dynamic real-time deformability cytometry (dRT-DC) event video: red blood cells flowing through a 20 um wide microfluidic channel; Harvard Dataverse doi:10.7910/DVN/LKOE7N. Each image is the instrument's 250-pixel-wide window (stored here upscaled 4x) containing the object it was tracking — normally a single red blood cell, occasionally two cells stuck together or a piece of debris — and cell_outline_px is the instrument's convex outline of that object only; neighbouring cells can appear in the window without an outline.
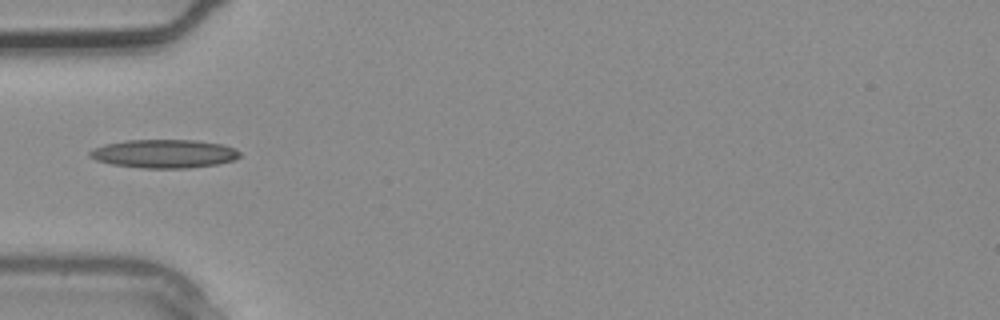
{"species": "common noctule bat (a hibernating species)", "species_latin": "Nyctalus noctula", "temperature_condition": "warm", "stored_images_in_passage": 1, "camera_frame_rate_fps": 3000, "um_per_image_px": 0.085, "animal": {"sex": "male", "body_mass_g": 20.4}, "frame": {"image": 1, "passage_image": 1, "time_ms": 0.0, "image_size_px": [1000, 320], "cell_outline_px": [[240, 156], [232, 160], [220, 164], [188, 168], [140, 168], [112, 164], [96, 160], [88, 156], [88, 152], [92, 148], [104, 144], [124, 140], [196, 140], [224, 144], [236, 148], [240, 152]], "centroid_in_image_um": [13.94, 13.06], "position_along_channel_um": 71.1, "area_um2": 25.2}}